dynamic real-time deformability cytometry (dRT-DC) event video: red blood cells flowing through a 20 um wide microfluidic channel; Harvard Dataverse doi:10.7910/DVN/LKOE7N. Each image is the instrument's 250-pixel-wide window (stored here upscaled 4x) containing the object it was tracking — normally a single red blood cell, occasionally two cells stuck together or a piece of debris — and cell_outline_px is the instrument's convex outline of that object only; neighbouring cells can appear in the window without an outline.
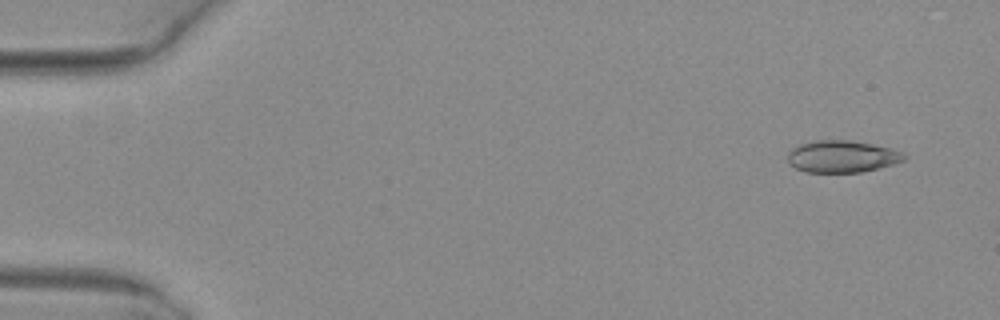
{"species": "common noctule bat (a hibernating species)", "species_latin": "Nyctalus noctula", "temperature_condition": "warm", "stored_images_in_passage": 7, "camera_frame_rate_fps": 3000, "um_per_image_px": 0.085, "animal": {"sex": "female", "body_mass_g": 29.2, "forearm_length_mm": 56.3}, "frame": {"image": 1, "passage_image": 1, "time_ms": 0.0, "image_size_px": [1000, 320], "cell_outline_px": [[908, 156], [904, 160], [880, 168], [860, 172], [804, 172], [796, 168], [788, 160], [788, 152], [792, 148], [800, 144], [816, 140], [852, 140], [892, 148], [904, 152]], "centroid_in_image_um": [71.61, 13.29], "position_along_channel_um": 13.4, "area_um2": 21.79}}